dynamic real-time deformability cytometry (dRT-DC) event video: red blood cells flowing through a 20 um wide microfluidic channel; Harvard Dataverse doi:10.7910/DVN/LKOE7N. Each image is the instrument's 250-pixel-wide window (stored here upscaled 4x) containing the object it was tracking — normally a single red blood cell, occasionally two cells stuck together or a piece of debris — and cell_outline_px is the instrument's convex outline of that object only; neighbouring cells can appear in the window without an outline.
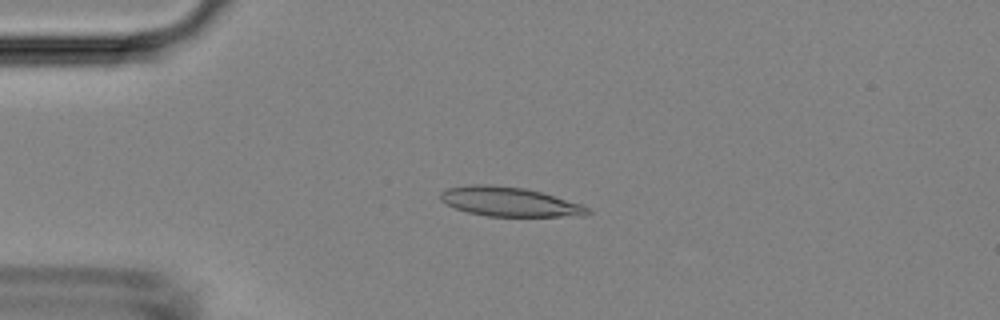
{"species": "Egyptian fruit bat (a non-hibernating species)", "species_latin": "Rousettus aegyptiacus", "temperature_condition": "room temperature", "stored_images_in_passage": 6, "camera_frame_rate_fps": 3000, "um_per_image_px": 0.085, "animal": {"sex": "female"}, "frame": {"image": 1, "passage_image": 4, "time_ms": 3.333, "image_size_px": [1000, 320], "cell_outline_px": [[592, 212], [584, 216], [488, 216], [468, 212], [444, 204], [440, 200], [440, 192], [448, 188], [468, 184], [488, 184], [524, 188], [540, 192], [584, 204]], "centroid_in_image_um": [43.3, 17.14], "position_along_channel_um": 41.7, "area_um2": 25.26}}